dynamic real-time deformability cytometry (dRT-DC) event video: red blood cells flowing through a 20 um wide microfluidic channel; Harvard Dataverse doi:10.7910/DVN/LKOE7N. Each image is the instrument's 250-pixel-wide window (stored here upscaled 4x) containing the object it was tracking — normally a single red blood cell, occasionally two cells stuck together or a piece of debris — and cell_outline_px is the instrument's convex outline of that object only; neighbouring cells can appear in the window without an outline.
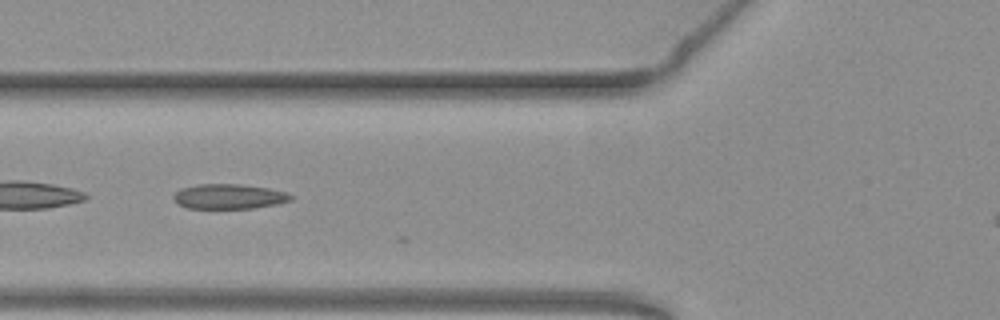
{"species": "common noctule bat (a hibernating species)", "species_latin": "Nyctalus noctula", "temperature_condition": "warm", "stored_images_in_passage": 10, "camera_frame_rate_fps": 3000, "um_per_image_px": 0.085, "animal": {"sex": "female", "body_mass_g": 19.3, "forearm_length_mm": 54.1}, "frame": {"image": 1, "passage_image": 7, "time_ms": 2.0, "image_size_px": [1000, 320], "cell_outline_px": [[292, 200], [276, 204], [252, 208], [188, 208], [176, 204], [172, 200], [172, 196], [180, 188], [196, 184], [240, 184], [268, 188], [288, 192], [292, 196]], "centroid_in_image_um": [19.42, 16.69], "position_along_channel_um": 106.4, "area_um2": 17.17}}